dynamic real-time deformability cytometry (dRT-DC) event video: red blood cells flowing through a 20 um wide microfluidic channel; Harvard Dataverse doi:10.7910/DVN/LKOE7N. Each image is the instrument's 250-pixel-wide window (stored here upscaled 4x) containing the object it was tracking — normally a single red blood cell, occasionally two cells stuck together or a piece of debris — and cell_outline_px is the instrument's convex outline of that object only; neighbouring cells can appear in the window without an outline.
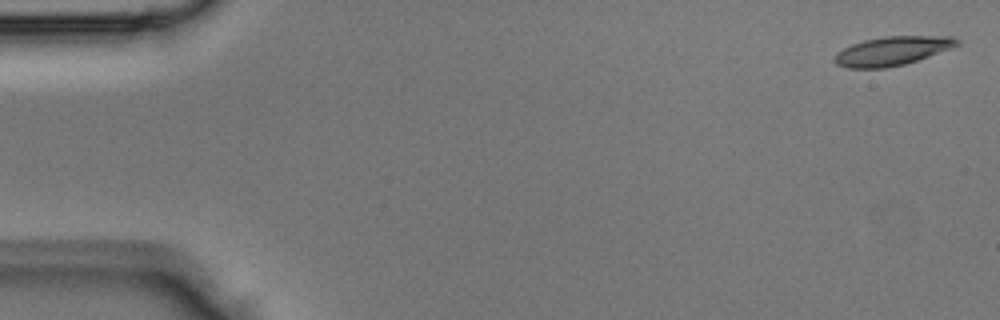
{"species": "Egyptian fruit bat (a non-hibernating species)", "species_latin": "Rousettus aegyptiacus", "temperature_condition": "room temperature", "stored_images_in_passage": 4, "segment_of_instrument_passage": [2, 2], "camera_frame_rate_fps": 3000, "um_per_image_px": 0.085, "animal": {"sex": "male"}, "frame": {"image": 1, "passage_image": 4, "time_ms": 1.0, "image_size_px": [1000, 320], "cell_outline_px": [[960, 44], [952, 48], [904, 64], [884, 68], [844, 68], [836, 64], [832, 60], [836, 52], [852, 44], [864, 40], [884, 36], [952, 36], [960, 40]], "centroid_in_image_um": [75.81, 4.33], "position_along_channel_um": 9.2, "area_um2": 20.69}}